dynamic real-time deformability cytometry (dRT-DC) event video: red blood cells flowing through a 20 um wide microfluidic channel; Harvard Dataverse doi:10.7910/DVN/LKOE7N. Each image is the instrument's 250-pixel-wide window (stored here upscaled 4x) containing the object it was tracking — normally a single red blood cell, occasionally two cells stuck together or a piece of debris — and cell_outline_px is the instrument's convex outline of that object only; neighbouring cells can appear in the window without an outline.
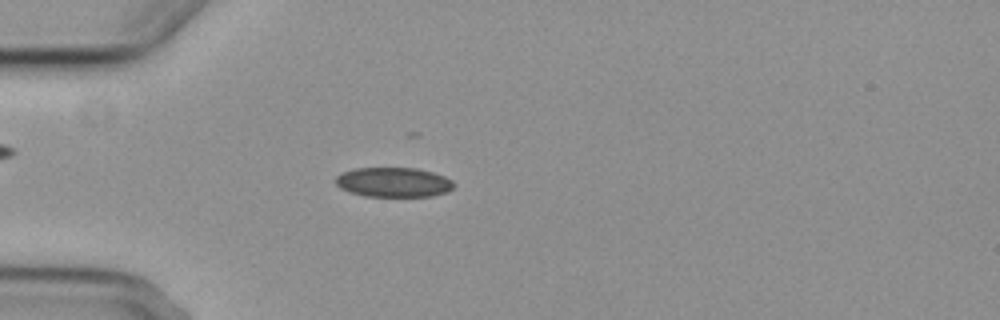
{"species": "common noctule bat (a hibernating species)", "species_latin": "Nyctalus noctula", "temperature_condition": "cold", "stored_images_in_passage": 4, "camera_frame_rate_fps": 3000, "um_per_image_px": 0.085, "animal": {"sex": "female", "body_mass_g": 29.2, "forearm_length_mm": 56.3}, "frame": {"image": 1, "passage_image": 4, "time_ms": 3.333, "image_size_px": [1000, 320], "cell_outline_px": [[456, 184], [448, 192], [432, 196], [364, 196], [348, 192], [340, 188], [336, 184], [336, 176], [340, 172], [356, 168], [416, 168], [432, 172], [444, 176], [452, 180]], "centroid_in_image_um": [33.44, 15.49], "position_along_channel_um": 51.6, "area_um2": 20.58}}